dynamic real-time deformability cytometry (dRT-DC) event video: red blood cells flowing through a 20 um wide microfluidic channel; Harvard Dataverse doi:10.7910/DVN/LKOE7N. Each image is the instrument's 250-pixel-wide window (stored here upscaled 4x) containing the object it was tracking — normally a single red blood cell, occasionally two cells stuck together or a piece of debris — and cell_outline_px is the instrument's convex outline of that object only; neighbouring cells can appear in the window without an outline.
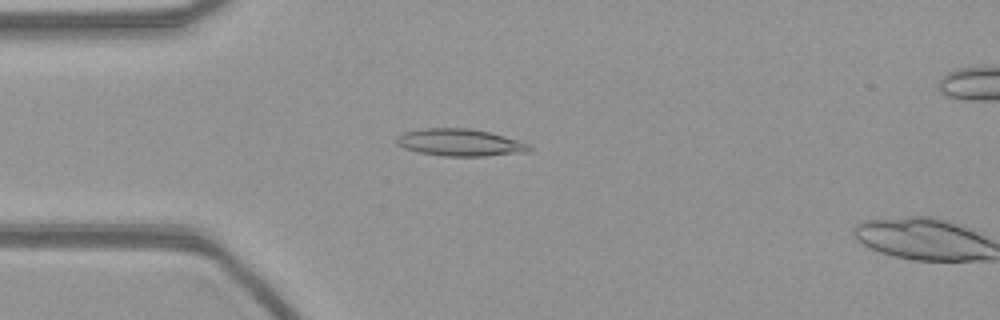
{"species": "common noctule bat (a hibernating species)", "species_latin": "Nyctalus noctula", "temperature_condition": "warm", "stored_images_in_passage": 16, "camera_frame_rate_fps": 3000, "um_per_image_px": 0.085, "animal": {"sex": "female", "body_mass_g": 21.9}, "frame": {"image": 1, "passage_image": 14, "time_ms": 4.333, "image_size_px": [1000, 320], "cell_outline_px": [[532, 148], [528, 152], [484, 156], [444, 156], [416, 152], [404, 148], [396, 144], [396, 136], [404, 132], [424, 128], [468, 128], [488, 132], [520, 140], [532, 144]], "centroid_in_image_um": [39.11, 12.12], "position_along_channel_um": 45.9, "area_um2": 21.21}}